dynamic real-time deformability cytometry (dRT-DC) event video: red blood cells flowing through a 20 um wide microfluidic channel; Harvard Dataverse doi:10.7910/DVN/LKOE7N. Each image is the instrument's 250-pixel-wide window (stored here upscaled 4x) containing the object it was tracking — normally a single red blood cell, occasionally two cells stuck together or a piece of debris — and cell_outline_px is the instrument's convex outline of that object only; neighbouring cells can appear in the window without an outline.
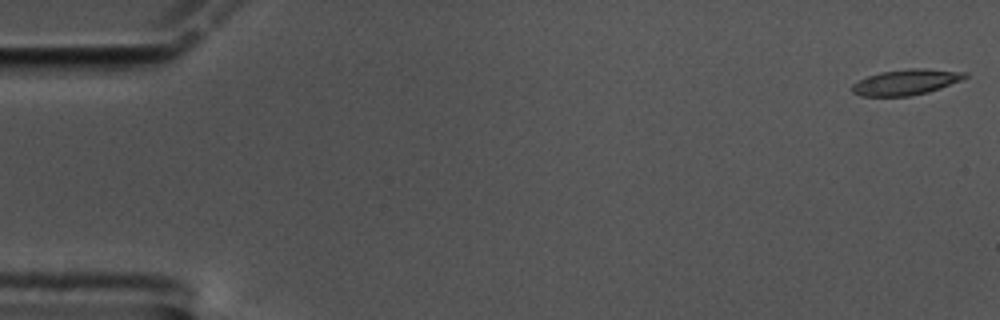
{"species": "common noctule bat (a hibernating species)", "species_latin": "Nyctalus noctula", "temperature_condition": "cold", "stored_images_in_passage": 58, "camera_frame_rate_fps": 3000, "um_per_image_px": 0.085, "animal": {"sex": "male", "body_mass_g": 17.5, "forearm_length_mm": 52.3}, "frame": {"image": 1, "passage_image": 1, "time_ms": 0.0, "image_size_px": [1000, 320], "cell_outline_px": [[968, 76], [960, 80], [940, 88], [928, 92], [908, 96], [860, 96], [852, 92], [852, 84], [868, 76], [880, 72], [908, 68], [924, 68], [968, 72]], "centroid_in_image_um": [77.01, 6.97], "position_along_channel_um": 8.0, "area_um2": 16.82}}
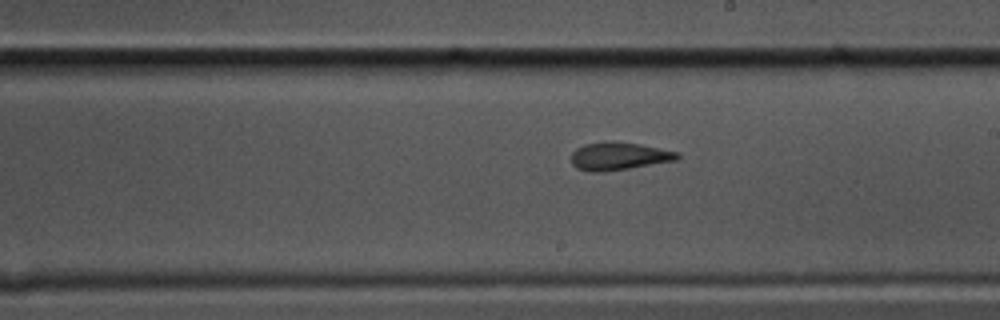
{"frame": {"image": 2, "passage_image": 33, "time_ms": 10.667, "image_size_px": [1000, 320], "cell_outline_px": [[680, 156], [676, 160], [604, 172], [588, 172], [576, 168], [572, 164], [572, 152], [576, 148], [584, 144], [604, 140], [608, 140], [640, 144], [680, 152]], "centroid_in_image_um": [52.57, 13.26], "position_along_channel_um": 236.4, "area_um2": 17.4}}
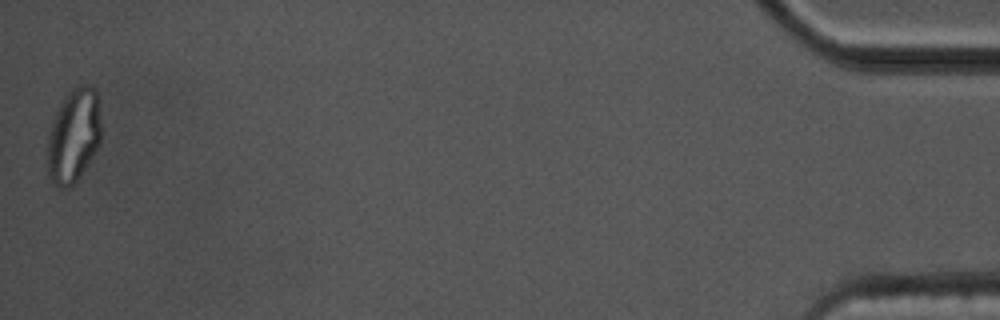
{"frame": {"image": 3, "passage_image": 58, "time_ms": 19.0, "image_size_px": [1000, 320], "cell_outline_px": [[100, 140], [88, 164], [76, 180], [68, 188], [60, 188], [48, 176], [48, 136], [52, 120], [56, 112], [68, 92], [72, 88], [80, 84], [88, 84], [96, 92], [100, 124]], "centroid_in_image_um": [6.24, 11.53], "position_along_channel_um": 429.0, "area_um2": 28.84}, "authors_computed_cell_mechanics": {"area_um2": 17.051, "velocity_mm_per_s": 3.4384, "shape_relaxation_time_tau1_ms": null, "shape_relaxation_time_tau2_ms": 2.9551, "deformation_change_tau1": null, "deformation_change_tau2": 0.1062}}